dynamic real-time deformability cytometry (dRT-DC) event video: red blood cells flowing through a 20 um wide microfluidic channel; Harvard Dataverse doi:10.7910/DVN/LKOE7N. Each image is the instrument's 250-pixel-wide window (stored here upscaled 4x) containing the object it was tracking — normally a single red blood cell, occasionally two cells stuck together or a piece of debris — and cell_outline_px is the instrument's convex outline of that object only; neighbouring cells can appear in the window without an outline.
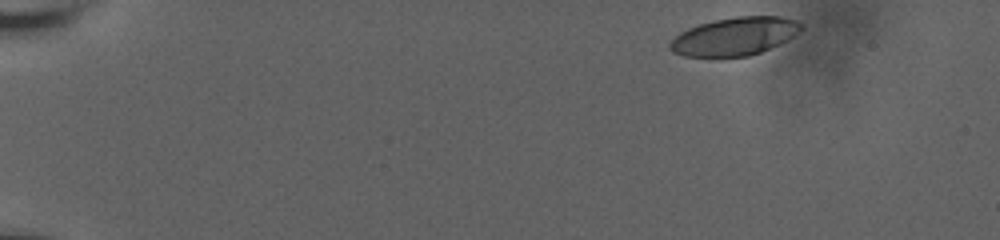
{"species": "human", "species_latin": "Homo sapiens", "temperature_condition": "room temperature", "stored_images_in_passage": 39, "camera_frame_rate_fps": 3000, "um_per_image_px": 0.085, "donor": {"sex": "male"}, "frame": {"image": 1, "passage_image": 1, "time_ms": 0.0, "image_size_px": [1000, 240], "cell_outline_px": [[804, 28], [800, 32], [788, 40], [760, 52], [748, 56], [684, 56], [672, 52], [668, 48], [668, 44], [680, 32], [688, 28], [712, 20], [736, 16], [780, 16], [796, 20], [804, 24]], "centroid_in_image_um": [62.47, 3.07], "position_along_channel_um": 22.5, "area_um2": 29.25}}
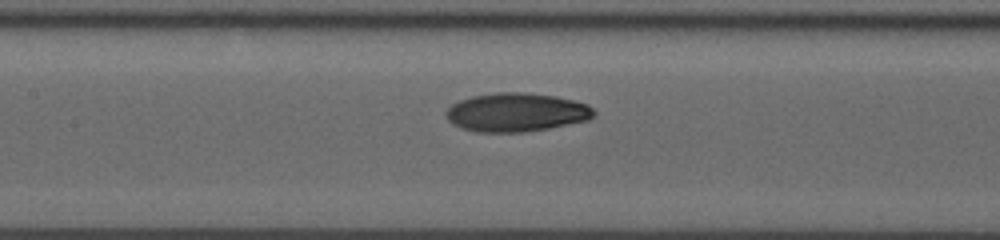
{"frame": {"image": 2, "passage_image": 23, "time_ms": 7.333, "image_size_px": [1000, 240], "cell_outline_px": [[596, 116], [588, 120], [548, 128], [524, 132], [476, 132], [452, 124], [448, 120], [444, 112], [452, 104], [460, 100], [472, 96], [496, 92], [524, 92], [556, 96], [588, 104], [596, 112]], "centroid_in_image_um": [43.89, 9.54], "position_along_channel_um": 163.5, "area_um2": 33.41}}
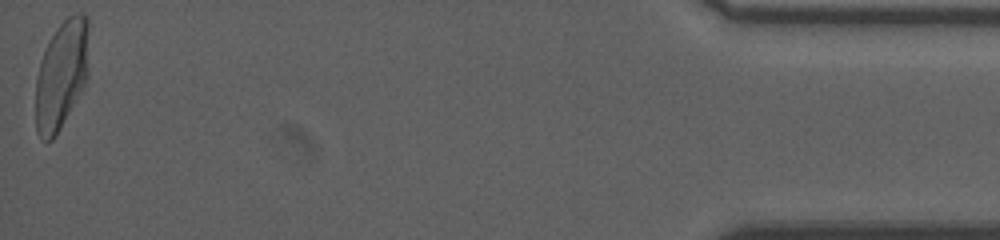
{"frame": {"image": 3, "passage_image": 39, "time_ms": 16.667, "image_size_px": [1000, 240], "cell_outline_px": [[88, 76], [80, 92], [60, 128], [52, 140], [44, 140], [36, 132], [36, 76], [40, 60], [56, 28], [68, 16], [76, 12], [80, 12], [88, 20]], "centroid_in_image_um": [5.22, 6.33], "position_along_channel_um": 430.0, "area_um2": 33.41}, "authors_computed_cell_mechanics": {"area_um2": 32.4258, "velocity_mm_per_s": 3.7544, "shape_relaxation_time_tau1_ms": 5.6286, "shape_relaxation_time_tau2_ms": 1.1626, "deformation_change_tau1": 0.1888, "deformation_change_tau2": 0.0506}}